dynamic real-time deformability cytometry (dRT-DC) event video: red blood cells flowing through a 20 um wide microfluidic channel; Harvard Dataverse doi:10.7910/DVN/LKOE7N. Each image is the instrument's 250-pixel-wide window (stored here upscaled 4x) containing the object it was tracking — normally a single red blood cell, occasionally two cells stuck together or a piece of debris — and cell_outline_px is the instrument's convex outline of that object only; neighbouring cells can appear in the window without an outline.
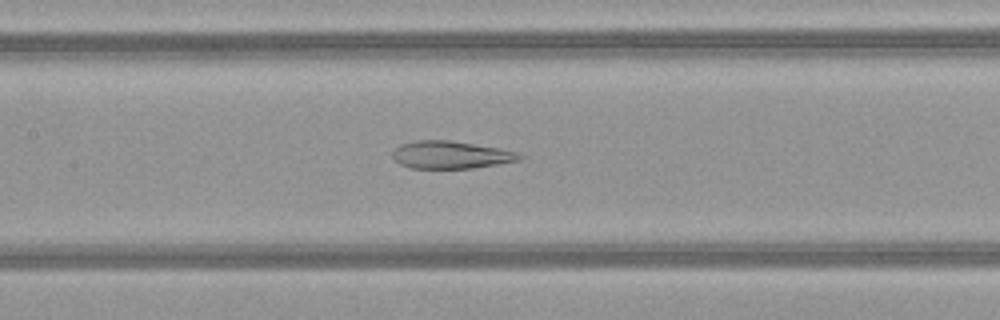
{"species": "common noctule bat (a hibernating species)", "species_latin": "Nyctalus noctula", "temperature_condition": "warm", "stored_images_in_passage": 49, "camera_frame_rate_fps": 3000, "um_per_image_px": 0.085, "animal": {"sex": "female", "body_mass_g": 21.9}, "frame": {"image": 1, "passage_image": 23, "time_ms": 7.333, "image_size_px": [1000, 320], "cell_outline_px": [[524, 156], [520, 160], [472, 168], [412, 168], [400, 164], [392, 156], [392, 152], [400, 144], [416, 140], [448, 140], [500, 148], [516, 152]], "centroid_in_image_um": [38.31, 13.15], "position_along_channel_um": 169.1, "area_um2": 20.23}}
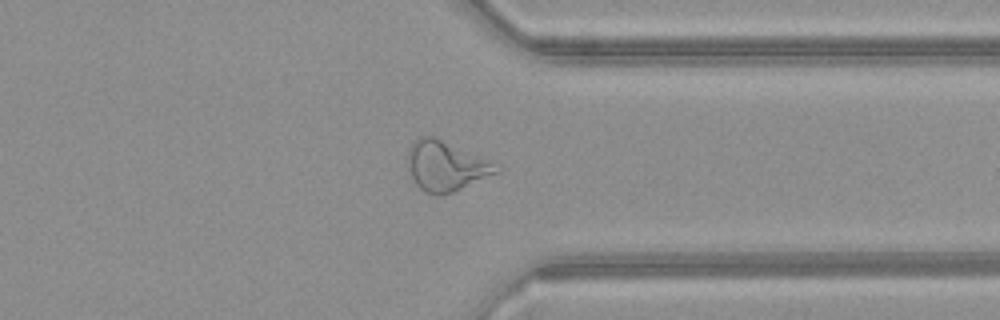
{"frame": {"image": 2, "passage_image": 38, "time_ms": 12.333, "image_size_px": [1000, 320], "cell_outline_px": [[500, 172], [452, 192], [440, 196], [436, 196], [424, 192], [416, 184], [412, 176], [408, 164], [408, 152], [416, 136], [432, 136], [500, 164]], "centroid_in_image_um": [37.92, 14.12], "position_along_channel_um": 373.5, "area_um2": 25.66}}
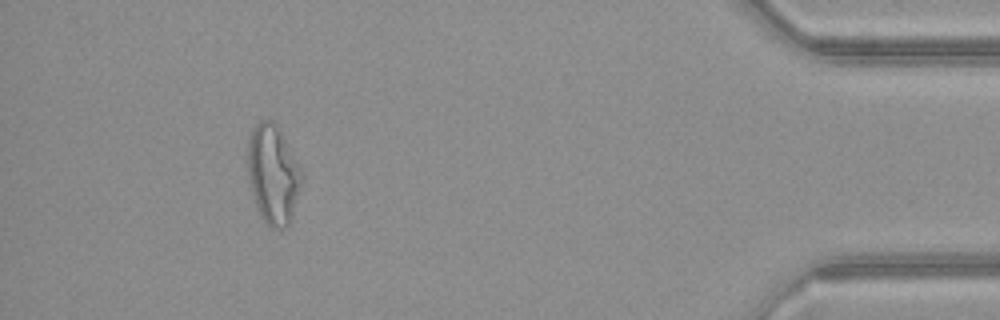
{"frame": {"image": 3, "passage_image": 45, "time_ms": 14.667, "image_size_px": [1000, 320], "cell_outline_px": [[304, 176], [292, 216], [288, 224], [284, 228], [272, 228], [260, 216], [252, 192], [248, 176], [244, 156], [248, 140], [252, 128], [260, 120], [272, 120], [276, 124], [300, 168]], "centroid_in_image_um": [23.17, 14.79], "position_along_channel_um": 412.0, "area_um2": 31.27}, "authors_computed_cell_mechanics": {"area_um2": 28.4376, "velocity_mm_per_s": 4.1478, "shape_relaxation_time_tau1_ms": null, "shape_relaxation_time_tau2_ms": 1.9193, "deformation_change_tau1": null, "deformation_change_tau2": 0.1132}}